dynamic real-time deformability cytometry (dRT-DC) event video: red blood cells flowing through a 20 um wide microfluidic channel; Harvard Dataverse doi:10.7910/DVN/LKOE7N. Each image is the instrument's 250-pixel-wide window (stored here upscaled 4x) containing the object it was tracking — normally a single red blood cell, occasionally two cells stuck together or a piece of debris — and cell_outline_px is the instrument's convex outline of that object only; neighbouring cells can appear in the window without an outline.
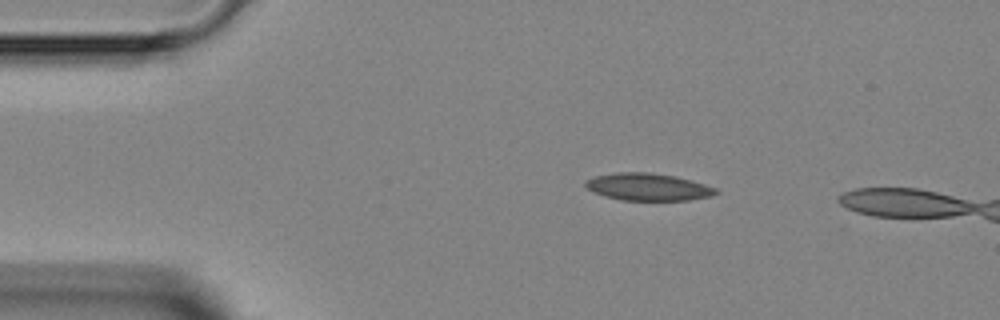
{"species": "Egyptian fruit bat (a non-hibernating species)", "species_latin": "Rousettus aegyptiacus", "temperature_condition": "room temperature", "stored_images_in_passage": 2, "camera_frame_rate_fps": 3000, "um_per_image_px": 0.085, "animal": {"sex": "female"}, "frame": {"image": 1, "passage_image": 1, "time_ms": 0.0, "image_size_px": [1000, 320], "cell_outline_px": [[720, 192], [712, 196], [688, 200], [620, 200], [604, 196], [588, 188], [584, 184], [584, 180], [596, 176], [616, 172], [648, 172], [676, 176], [692, 180], [716, 188]], "centroid_in_image_um": [55.1, 15.88], "position_along_channel_um": 29.9, "area_um2": 20.75}}